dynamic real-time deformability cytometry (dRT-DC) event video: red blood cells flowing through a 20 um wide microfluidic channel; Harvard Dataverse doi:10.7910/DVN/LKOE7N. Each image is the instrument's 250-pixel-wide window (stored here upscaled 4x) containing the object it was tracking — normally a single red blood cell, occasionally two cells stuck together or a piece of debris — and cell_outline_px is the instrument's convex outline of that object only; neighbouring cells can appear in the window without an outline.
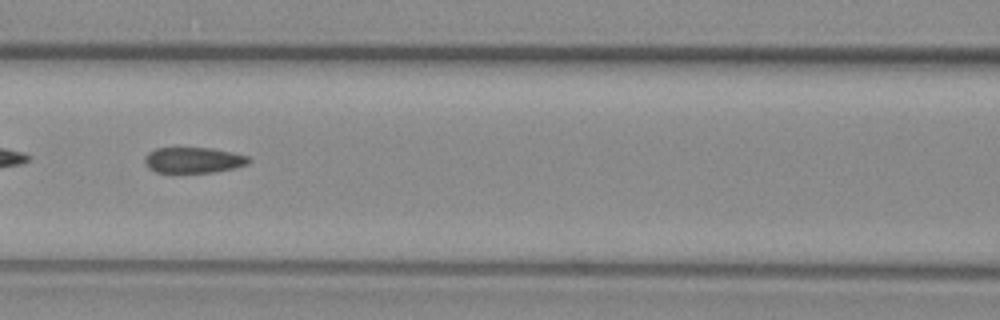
{"species": "common noctule bat (a hibernating species)", "species_latin": "Nyctalus noctula", "temperature_condition": "warm", "stored_images_in_passage": 52, "segment_of_instrument_passage": [2, 2], "camera_frame_rate_fps": 3000, "um_per_image_px": 0.085, "animal": {"sex": "female", "body_mass_g": 29.2, "forearm_length_mm": 56.3}, "frame": {"image": 1, "passage_image": 24, "time_ms": 7.667, "image_size_px": [1000, 320], "cell_outline_px": [[252, 160], [248, 164], [232, 168], [212, 172], [156, 172], [148, 168], [144, 160], [144, 156], [148, 152], [156, 148], [212, 148], [232, 152], [248, 156]], "centroid_in_image_um": [16.43, 13.6], "position_along_channel_um": 150.2, "area_um2": 15.55}}
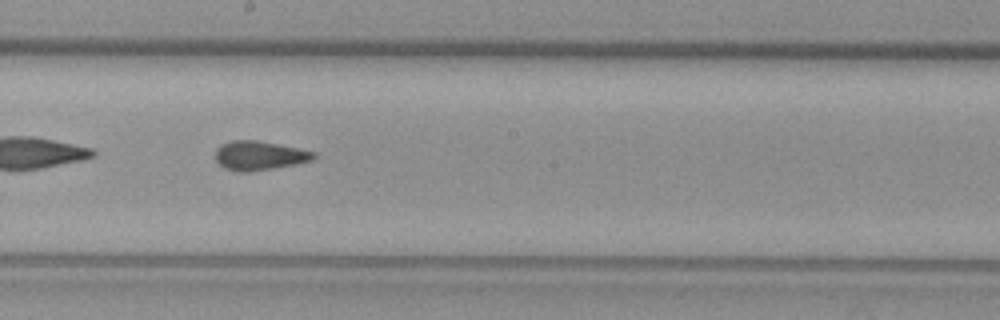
{"frame": {"image": 2, "passage_image": 30, "time_ms": 9.667, "image_size_px": [1000, 320], "cell_outline_px": [[316, 156], [312, 160], [296, 164], [248, 172], [240, 172], [224, 168], [216, 160], [216, 148], [220, 144], [232, 140], [256, 140], [316, 152]], "centroid_in_image_um": [22.01, 13.22], "position_along_channel_um": 226.2, "area_um2": 16.53}}
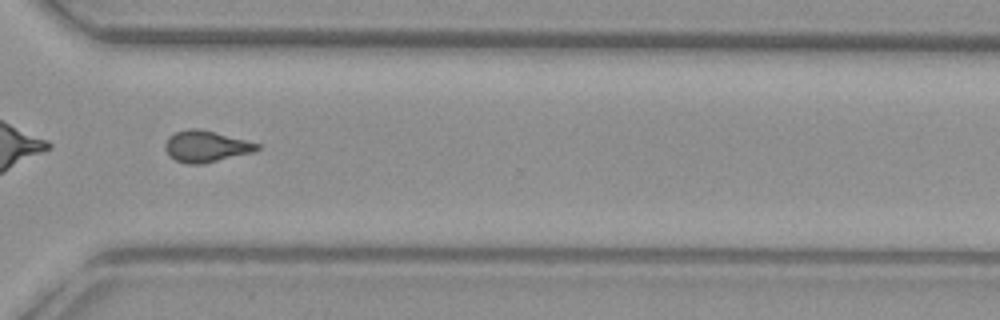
{"frame": {"image": 3, "passage_image": 40, "time_ms": 13.0, "image_size_px": [1000, 320], "cell_outline_px": [[260, 148], [252, 152], [204, 164], [188, 164], [176, 160], [168, 156], [164, 148], [164, 144], [168, 136], [176, 132], [188, 128], [196, 128], [260, 144]], "centroid_in_image_um": [17.44, 12.46], "position_along_channel_um": 353.2, "area_um2": 16.65}}